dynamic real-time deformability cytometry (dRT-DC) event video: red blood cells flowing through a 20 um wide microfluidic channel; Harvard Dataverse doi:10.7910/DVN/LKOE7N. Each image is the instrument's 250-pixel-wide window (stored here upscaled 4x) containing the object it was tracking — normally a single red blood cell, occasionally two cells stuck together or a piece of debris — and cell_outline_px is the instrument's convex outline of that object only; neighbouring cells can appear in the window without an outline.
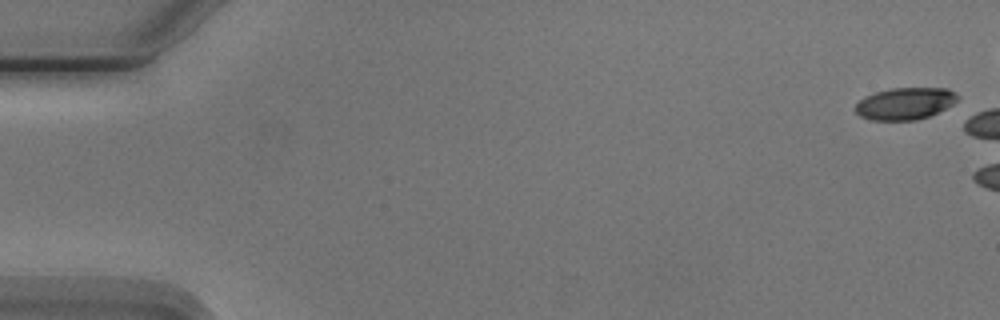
{"species": "Egyptian fruit bat (a non-hibernating species)", "species_latin": "Rousettus aegyptiacus", "temperature_condition": "cold", "stored_images_in_passage": 2, "camera_frame_rate_fps": 3000, "um_per_image_px": 0.085, "animal": {"sex": "male"}, "frame": {"image": 1, "passage_image": 1, "time_ms": 0.0, "image_size_px": [1000, 320], "cell_outline_px": [[960, 96], [952, 104], [928, 116], [916, 120], [872, 120], [860, 116], [856, 112], [856, 104], [864, 96], [876, 92], [892, 88], [948, 88]], "centroid_in_image_um": [76.92, 8.79], "position_along_channel_um": 8.1, "area_um2": 18.84}}